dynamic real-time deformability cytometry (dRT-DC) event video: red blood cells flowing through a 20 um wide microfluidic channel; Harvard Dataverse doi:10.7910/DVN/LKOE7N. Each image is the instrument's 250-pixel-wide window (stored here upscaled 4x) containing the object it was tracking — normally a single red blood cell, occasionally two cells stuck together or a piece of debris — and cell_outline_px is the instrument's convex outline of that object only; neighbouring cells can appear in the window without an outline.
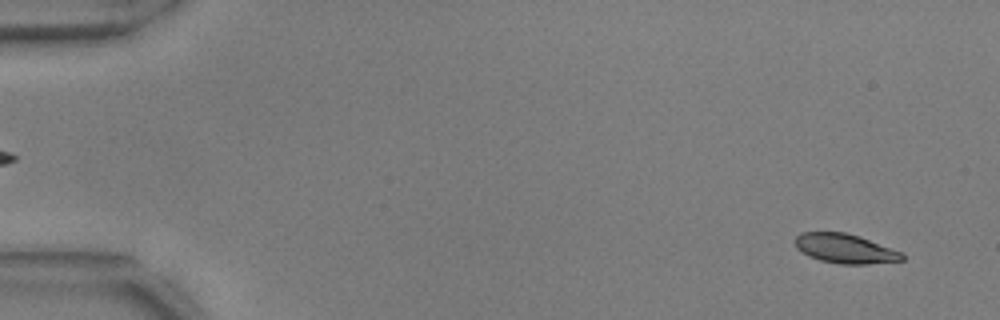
{"species": "common noctule bat (a hibernating species)", "species_latin": "Nyctalus noctula", "temperature_condition": "warm", "stored_images_in_passage": 55, "camera_frame_rate_fps": 3000, "um_per_image_px": 0.085, "animal": {"sex": "male", "body_mass_g": 17.9, "forearm_length_mm": 54.2}, "frame": {"image": 1, "passage_image": 4, "time_ms": 1.0, "image_size_px": [1000, 320], "cell_outline_px": [[904, 260], [868, 264], [840, 264], [820, 260], [808, 256], [800, 252], [796, 248], [792, 240], [800, 232], [844, 232], [860, 236], [904, 252]], "centroid_in_image_um": [71.81, 21.12], "position_along_channel_um": 13.2, "area_um2": 18.73}}
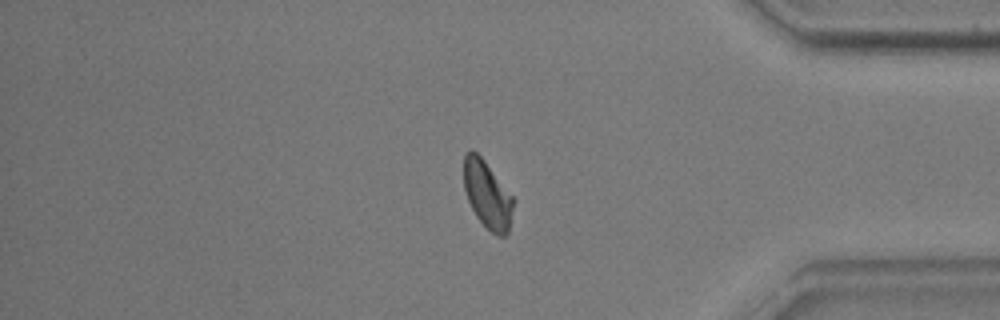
{"frame": {"image": 2, "passage_image": 47, "time_ms": 15.333, "image_size_px": [1000, 320], "cell_outline_px": [[516, 200], [508, 232], [504, 236], [496, 236], [476, 216], [468, 200], [464, 188], [464, 156], [472, 148], [484, 160]], "centroid_in_image_um": [41.45, 16.55], "position_along_channel_um": 393.8, "area_um2": 19.42}}
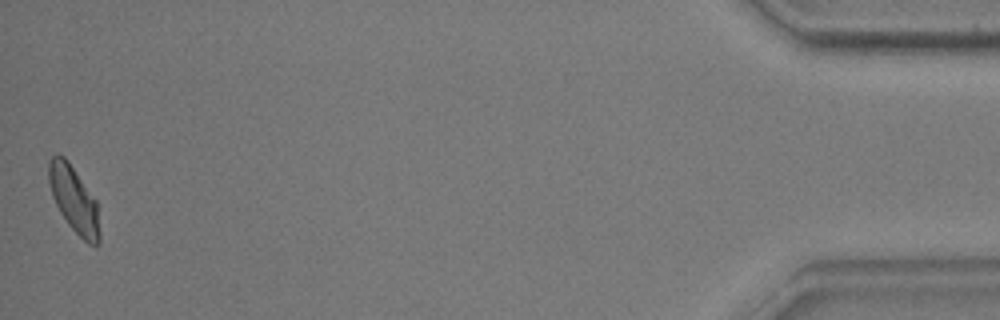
{"frame": {"image": 3, "passage_image": 55, "time_ms": 18.0, "image_size_px": [1000, 320], "cell_outline_px": [[100, 244], [96, 248], [88, 244], [68, 224], [60, 212], [52, 196], [48, 180], [48, 160], [56, 152], [64, 156], [96, 200], [100, 232]], "centroid_in_image_um": [6.28, 16.97], "position_along_channel_um": 428.9, "area_um2": 19.65}, "authors_computed_cell_mechanics": {"area_um2": 19.652, "velocity_mm_per_s": 3.7201, "shape_relaxation_time_tau1_ms": 3.4491, "shape_relaxation_time_tau2_ms": 2.0557, "deformation_change_tau1": 0.133, "deformation_change_tau2": 0.0781}}